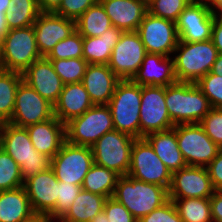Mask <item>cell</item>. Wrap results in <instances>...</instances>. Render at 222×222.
I'll return each mask as SVG.
<instances>
[{
  "label": "cell",
  "mask_w": 222,
  "mask_h": 222,
  "mask_svg": "<svg viewBox=\"0 0 222 222\" xmlns=\"http://www.w3.org/2000/svg\"><path fill=\"white\" fill-rule=\"evenodd\" d=\"M1 147L20 166L23 181L51 168V158L38 153L25 127L0 123Z\"/></svg>",
  "instance_id": "cell-1"
},
{
  "label": "cell",
  "mask_w": 222,
  "mask_h": 222,
  "mask_svg": "<svg viewBox=\"0 0 222 222\" xmlns=\"http://www.w3.org/2000/svg\"><path fill=\"white\" fill-rule=\"evenodd\" d=\"M113 198L122 203L137 220L169 200L165 187L146 183L129 175L119 176Z\"/></svg>",
  "instance_id": "cell-2"
},
{
  "label": "cell",
  "mask_w": 222,
  "mask_h": 222,
  "mask_svg": "<svg viewBox=\"0 0 222 222\" xmlns=\"http://www.w3.org/2000/svg\"><path fill=\"white\" fill-rule=\"evenodd\" d=\"M165 104L174 125L200 123L212 108L208 98L192 82L166 86Z\"/></svg>",
  "instance_id": "cell-3"
},
{
  "label": "cell",
  "mask_w": 222,
  "mask_h": 222,
  "mask_svg": "<svg viewBox=\"0 0 222 222\" xmlns=\"http://www.w3.org/2000/svg\"><path fill=\"white\" fill-rule=\"evenodd\" d=\"M172 56L177 82L196 83L211 71L218 51L211 39L203 42L179 41Z\"/></svg>",
  "instance_id": "cell-4"
},
{
  "label": "cell",
  "mask_w": 222,
  "mask_h": 222,
  "mask_svg": "<svg viewBox=\"0 0 222 222\" xmlns=\"http://www.w3.org/2000/svg\"><path fill=\"white\" fill-rule=\"evenodd\" d=\"M107 105L115 130L140 138L141 86L131 79L120 80Z\"/></svg>",
  "instance_id": "cell-5"
},
{
  "label": "cell",
  "mask_w": 222,
  "mask_h": 222,
  "mask_svg": "<svg viewBox=\"0 0 222 222\" xmlns=\"http://www.w3.org/2000/svg\"><path fill=\"white\" fill-rule=\"evenodd\" d=\"M41 58L33 25L8 30L0 43L2 70L23 73L34 61Z\"/></svg>",
  "instance_id": "cell-6"
},
{
  "label": "cell",
  "mask_w": 222,
  "mask_h": 222,
  "mask_svg": "<svg viewBox=\"0 0 222 222\" xmlns=\"http://www.w3.org/2000/svg\"><path fill=\"white\" fill-rule=\"evenodd\" d=\"M113 130L112 114L107 104L93 105L65 124L66 141L78 146L91 147L105 133Z\"/></svg>",
  "instance_id": "cell-7"
},
{
  "label": "cell",
  "mask_w": 222,
  "mask_h": 222,
  "mask_svg": "<svg viewBox=\"0 0 222 222\" xmlns=\"http://www.w3.org/2000/svg\"><path fill=\"white\" fill-rule=\"evenodd\" d=\"M135 139L118 130L105 133L91 146L94 163L111 169L120 176L127 175Z\"/></svg>",
  "instance_id": "cell-8"
},
{
  "label": "cell",
  "mask_w": 222,
  "mask_h": 222,
  "mask_svg": "<svg viewBox=\"0 0 222 222\" xmlns=\"http://www.w3.org/2000/svg\"><path fill=\"white\" fill-rule=\"evenodd\" d=\"M186 164L206 167L221 149L215 144L199 123L178 124L173 127Z\"/></svg>",
  "instance_id": "cell-9"
},
{
  "label": "cell",
  "mask_w": 222,
  "mask_h": 222,
  "mask_svg": "<svg viewBox=\"0 0 222 222\" xmlns=\"http://www.w3.org/2000/svg\"><path fill=\"white\" fill-rule=\"evenodd\" d=\"M127 175L146 183L160 185L167 190L170 187L172 176L145 138H136L132 145Z\"/></svg>",
  "instance_id": "cell-10"
},
{
  "label": "cell",
  "mask_w": 222,
  "mask_h": 222,
  "mask_svg": "<svg viewBox=\"0 0 222 222\" xmlns=\"http://www.w3.org/2000/svg\"><path fill=\"white\" fill-rule=\"evenodd\" d=\"M94 164L91 147L73 145L65 141L51 159L58 181L82 186L84 177Z\"/></svg>",
  "instance_id": "cell-11"
},
{
  "label": "cell",
  "mask_w": 222,
  "mask_h": 222,
  "mask_svg": "<svg viewBox=\"0 0 222 222\" xmlns=\"http://www.w3.org/2000/svg\"><path fill=\"white\" fill-rule=\"evenodd\" d=\"M147 53L171 56L178 45L176 22L147 12L136 31Z\"/></svg>",
  "instance_id": "cell-12"
},
{
  "label": "cell",
  "mask_w": 222,
  "mask_h": 222,
  "mask_svg": "<svg viewBox=\"0 0 222 222\" xmlns=\"http://www.w3.org/2000/svg\"><path fill=\"white\" fill-rule=\"evenodd\" d=\"M140 138L152 132L166 131L175 125L165 104V87L141 86Z\"/></svg>",
  "instance_id": "cell-13"
},
{
  "label": "cell",
  "mask_w": 222,
  "mask_h": 222,
  "mask_svg": "<svg viewBox=\"0 0 222 222\" xmlns=\"http://www.w3.org/2000/svg\"><path fill=\"white\" fill-rule=\"evenodd\" d=\"M53 116L54 106L22 81L16 91L14 111L9 123L26 128Z\"/></svg>",
  "instance_id": "cell-14"
},
{
  "label": "cell",
  "mask_w": 222,
  "mask_h": 222,
  "mask_svg": "<svg viewBox=\"0 0 222 222\" xmlns=\"http://www.w3.org/2000/svg\"><path fill=\"white\" fill-rule=\"evenodd\" d=\"M147 51L136 31H125L112 50L109 68L120 80L132 79Z\"/></svg>",
  "instance_id": "cell-15"
},
{
  "label": "cell",
  "mask_w": 222,
  "mask_h": 222,
  "mask_svg": "<svg viewBox=\"0 0 222 222\" xmlns=\"http://www.w3.org/2000/svg\"><path fill=\"white\" fill-rule=\"evenodd\" d=\"M215 189L206 167L189 166L172 173L169 199L210 198Z\"/></svg>",
  "instance_id": "cell-16"
},
{
  "label": "cell",
  "mask_w": 222,
  "mask_h": 222,
  "mask_svg": "<svg viewBox=\"0 0 222 222\" xmlns=\"http://www.w3.org/2000/svg\"><path fill=\"white\" fill-rule=\"evenodd\" d=\"M214 15L204 3H189L176 21L179 41L203 42L210 40Z\"/></svg>",
  "instance_id": "cell-17"
},
{
  "label": "cell",
  "mask_w": 222,
  "mask_h": 222,
  "mask_svg": "<svg viewBox=\"0 0 222 222\" xmlns=\"http://www.w3.org/2000/svg\"><path fill=\"white\" fill-rule=\"evenodd\" d=\"M36 44L42 57L76 30V21L54 12H41L33 24Z\"/></svg>",
  "instance_id": "cell-18"
},
{
  "label": "cell",
  "mask_w": 222,
  "mask_h": 222,
  "mask_svg": "<svg viewBox=\"0 0 222 222\" xmlns=\"http://www.w3.org/2000/svg\"><path fill=\"white\" fill-rule=\"evenodd\" d=\"M23 81L53 106L57 103L64 83L46 57L34 61L23 73Z\"/></svg>",
  "instance_id": "cell-19"
},
{
  "label": "cell",
  "mask_w": 222,
  "mask_h": 222,
  "mask_svg": "<svg viewBox=\"0 0 222 222\" xmlns=\"http://www.w3.org/2000/svg\"><path fill=\"white\" fill-rule=\"evenodd\" d=\"M24 188L33 212L50 214L57 202L58 179L52 168L29 177Z\"/></svg>",
  "instance_id": "cell-20"
},
{
  "label": "cell",
  "mask_w": 222,
  "mask_h": 222,
  "mask_svg": "<svg viewBox=\"0 0 222 222\" xmlns=\"http://www.w3.org/2000/svg\"><path fill=\"white\" fill-rule=\"evenodd\" d=\"M140 86H169L177 82L172 56L147 53L131 79Z\"/></svg>",
  "instance_id": "cell-21"
},
{
  "label": "cell",
  "mask_w": 222,
  "mask_h": 222,
  "mask_svg": "<svg viewBox=\"0 0 222 222\" xmlns=\"http://www.w3.org/2000/svg\"><path fill=\"white\" fill-rule=\"evenodd\" d=\"M120 79L106 64H88L81 83L94 105L108 104Z\"/></svg>",
  "instance_id": "cell-22"
},
{
  "label": "cell",
  "mask_w": 222,
  "mask_h": 222,
  "mask_svg": "<svg viewBox=\"0 0 222 222\" xmlns=\"http://www.w3.org/2000/svg\"><path fill=\"white\" fill-rule=\"evenodd\" d=\"M26 129L36 151L51 159L66 141L65 124L55 116L46 121L27 126Z\"/></svg>",
  "instance_id": "cell-23"
},
{
  "label": "cell",
  "mask_w": 222,
  "mask_h": 222,
  "mask_svg": "<svg viewBox=\"0 0 222 222\" xmlns=\"http://www.w3.org/2000/svg\"><path fill=\"white\" fill-rule=\"evenodd\" d=\"M104 6L112 26L125 31H137L148 12L142 0H99Z\"/></svg>",
  "instance_id": "cell-24"
},
{
  "label": "cell",
  "mask_w": 222,
  "mask_h": 222,
  "mask_svg": "<svg viewBox=\"0 0 222 222\" xmlns=\"http://www.w3.org/2000/svg\"><path fill=\"white\" fill-rule=\"evenodd\" d=\"M93 105L87 90L81 82L66 84L57 103L54 105V116L63 124H66L71 119L81 116Z\"/></svg>",
  "instance_id": "cell-25"
},
{
  "label": "cell",
  "mask_w": 222,
  "mask_h": 222,
  "mask_svg": "<svg viewBox=\"0 0 222 222\" xmlns=\"http://www.w3.org/2000/svg\"><path fill=\"white\" fill-rule=\"evenodd\" d=\"M144 138L150 143L156 155L166 165L171 174L187 166L179 150L176 131L173 128L149 133Z\"/></svg>",
  "instance_id": "cell-26"
},
{
  "label": "cell",
  "mask_w": 222,
  "mask_h": 222,
  "mask_svg": "<svg viewBox=\"0 0 222 222\" xmlns=\"http://www.w3.org/2000/svg\"><path fill=\"white\" fill-rule=\"evenodd\" d=\"M123 30L110 27L97 37H83V58L88 64H108L115 45L120 40Z\"/></svg>",
  "instance_id": "cell-27"
},
{
  "label": "cell",
  "mask_w": 222,
  "mask_h": 222,
  "mask_svg": "<svg viewBox=\"0 0 222 222\" xmlns=\"http://www.w3.org/2000/svg\"><path fill=\"white\" fill-rule=\"evenodd\" d=\"M32 213L24 186L0 191V222H22Z\"/></svg>",
  "instance_id": "cell-28"
},
{
  "label": "cell",
  "mask_w": 222,
  "mask_h": 222,
  "mask_svg": "<svg viewBox=\"0 0 222 222\" xmlns=\"http://www.w3.org/2000/svg\"><path fill=\"white\" fill-rule=\"evenodd\" d=\"M107 197L81 189L70 208L57 222H90L104 210Z\"/></svg>",
  "instance_id": "cell-29"
},
{
  "label": "cell",
  "mask_w": 222,
  "mask_h": 222,
  "mask_svg": "<svg viewBox=\"0 0 222 222\" xmlns=\"http://www.w3.org/2000/svg\"><path fill=\"white\" fill-rule=\"evenodd\" d=\"M119 176L115 171L94 163L84 177L81 187L94 194L113 197Z\"/></svg>",
  "instance_id": "cell-30"
},
{
  "label": "cell",
  "mask_w": 222,
  "mask_h": 222,
  "mask_svg": "<svg viewBox=\"0 0 222 222\" xmlns=\"http://www.w3.org/2000/svg\"><path fill=\"white\" fill-rule=\"evenodd\" d=\"M112 27L102 3L90 6L77 20L76 30L83 37H97Z\"/></svg>",
  "instance_id": "cell-31"
},
{
  "label": "cell",
  "mask_w": 222,
  "mask_h": 222,
  "mask_svg": "<svg viewBox=\"0 0 222 222\" xmlns=\"http://www.w3.org/2000/svg\"><path fill=\"white\" fill-rule=\"evenodd\" d=\"M41 13L37 0H10L5 19L7 28H25L34 24Z\"/></svg>",
  "instance_id": "cell-32"
},
{
  "label": "cell",
  "mask_w": 222,
  "mask_h": 222,
  "mask_svg": "<svg viewBox=\"0 0 222 222\" xmlns=\"http://www.w3.org/2000/svg\"><path fill=\"white\" fill-rule=\"evenodd\" d=\"M22 81V73L0 71V123L9 122L12 118L16 91Z\"/></svg>",
  "instance_id": "cell-33"
},
{
  "label": "cell",
  "mask_w": 222,
  "mask_h": 222,
  "mask_svg": "<svg viewBox=\"0 0 222 222\" xmlns=\"http://www.w3.org/2000/svg\"><path fill=\"white\" fill-rule=\"evenodd\" d=\"M183 222H213L210 198L170 199Z\"/></svg>",
  "instance_id": "cell-34"
},
{
  "label": "cell",
  "mask_w": 222,
  "mask_h": 222,
  "mask_svg": "<svg viewBox=\"0 0 222 222\" xmlns=\"http://www.w3.org/2000/svg\"><path fill=\"white\" fill-rule=\"evenodd\" d=\"M64 85L80 83L88 62L84 58L48 59Z\"/></svg>",
  "instance_id": "cell-35"
},
{
  "label": "cell",
  "mask_w": 222,
  "mask_h": 222,
  "mask_svg": "<svg viewBox=\"0 0 222 222\" xmlns=\"http://www.w3.org/2000/svg\"><path fill=\"white\" fill-rule=\"evenodd\" d=\"M24 185L20 166L14 159L0 150V191L16 189Z\"/></svg>",
  "instance_id": "cell-36"
},
{
  "label": "cell",
  "mask_w": 222,
  "mask_h": 222,
  "mask_svg": "<svg viewBox=\"0 0 222 222\" xmlns=\"http://www.w3.org/2000/svg\"><path fill=\"white\" fill-rule=\"evenodd\" d=\"M47 59L83 58V36L77 30L59 41L46 56Z\"/></svg>",
  "instance_id": "cell-37"
},
{
  "label": "cell",
  "mask_w": 222,
  "mask_h": 222,
  "mask_svg": "<svg viewBox=\"0 0 222 222\" xmlns=\"http://www.w3.org/2000/svg\"><path fill=\"white\" fill-rule=\"evenodd\" d=\"M189 3V0H155L147 7L150 14L176 22Z\"/></svg>",
  "instance_id": "cell-38"
},
{
  "label": "cell",
  "mask_w": 222,
  "mask_h": 222,
  "mask_svg": "<svg viewBox=\"0 0 222 222\" xmlns=\"http://www.w3.org/2000/svg\"><path fill=\"white\" fill-rule=\"evenodd\" d=\"M195 84L208 98L211 107L222 108V75L209 72Z\"/></svg>",
  "instance_id": "cell-39"
},
{
  "label": "cell",
  "mask_w": 222,
  "mask_h": 222,
  "mask_svg": "<svg viewBox=\"0 0 222 222\" xmlns=\"http://www.w3.org/2000/svg\"><path fill=\"white\" fill-rule=\"evenodd\" d=\"M82 187L58 181V197L54 210L49 214L58 221L73 204Z\"/></svg>",
  "instance_id": "cell-40"
},
{
  "label": "cell",
  "mask_w": 222,
  "mask_h": 222,
  "mask_svg": "<svg viewBox=\"0 0 222 222\" xmlns=\"http://www.w3.org/2000/svg\"><path fill=\"white\" fill-rule=\"evenodd\" d=\"M209 138L222 148V108H214L199 123Z\"/></svg>",
  "instance_id": "cell-41"
},
{
  "label": "cell",
  "mask_w": 222,
  "mask_h": 222,
  "mask_svg": "<svg viewBox=\"0 0 222 222\" xmlns=\"http://www.w3.org/2000/svg\"><path fill=\"white\" fill-rule=\"evenodd\" d=\"M99 0H62L59 8L54 12L68 19L77 20L90 6Z\"/></svg>",
  "instance_id": "cell-42"
},
{
  "label": "cell",
  "mask_w": 222,
  "mask_h": 222,
  "mask_svg": "<svg viewBox=\"0 0 222 222\" xmlns=\"http://www.w3.org/2000/svg\"><path fill=\"white\" fill-rule=\"evenodd\" d=\"M138 222H183L172 200H168L161 207L143 216Z\"/></svg>",
  "instance_id": "cell-43"
},
{
  "label": "cell",
  "mask_w": 222,
  "mask_h": 222,
  "mask_svg": "<svg viewBox=\"0 0 222 222\" xmlns=\"http://www.w3.org/2000/svg\"><path fill=\"white\" fill-rule=\"evenodd\" d=\"M103 211L109 222H138L129 210L113 197L107 198Z\"/></svg>",
  "instance_id": "cell-44"
},
{
  "label": "cell",
  "mask_w": 222,
  "mask_h": 222,
  "mask_svg": "<svg viewBox=\"0 0 222 222\" xmlns=\"http://www.w3.org/2000/svg\"><path fill=\"white\" fill-rule=\"evenodd\" d=\"M206 168L213 188L215 190H222V148Z\"/></svg>",
  "instance_id": "cell-45"
},
{
  "label": "cell",
  "mask_w": 222,
  "mask_h": 222,
  "mask_svg": "<svg viewBox=\"0 0 222 222\" xmlns=\"http://www.w3.org/2000/svg\"><path fill=\"white\" fill-rule=\"evenodd\" d=\"M211 40L216 47L218 54H222V15L215 14L212 26Z\"/></svg>",
  "instance_id": "cell-46"
},
{
  "label": "cell",
  "mask_w": 222,
  "mask_h": 222,
  "mask_svg": "<svg viewBox=\"0 0 222 222\" xmlns=\"http://www.w3.org/2000/svg\"><path fill=\"white\" fill-rule=\"evenodd\" d=\"M211 217L213 222H222V190H215L210 197Z\"/></svg>",
  "instance_id": "cell-47"
},
{
  "label": "cell",
  "mask_w": 222,
  "mask_h": 222,
  "mask_svg": "<svg viewBox=\"0 0 222 222\" xmlns=\"http://www.w3.org/2000/svg\"><path fill=\"white\" fill-rule=\"evenodd\" d=\"M41 12H55L62 0H37Z\"/></svg>",
  "instance_id": "cell-48"
},
{
  "label": "cell",
  "mask_w": 222,
  "mask_h": 222,
  "mask_svg": "<svg viewBox=\"0 0 222 222\" xmlns=\"http://www.w3.org/2000/svg\"><path fill=\"white\" fill-rule=\"evenodd\" d=\"M49 214L46 213H35L33 212L28 218L22 222H55Z\"/></svg>",
  "instance_id": "cell-49"
},
{
  "label": "cell",
  "mask_w": 222,
  "mask_h": 222,
  "mask_svg": "<svg viewBox=\"0 0 222 222\" xmlns=\"http://www.w3.org/2000/svg\"><path fill=\"white\" fill-rule=\"evenodd\" d=\"M205 5L214 13H222V0H208Z\"/></svg>",
  "instance_id": "cell-50"
},
{
  "label": "cell",
  "mask_w": 222,
  "mask_h": 222,
  "mask_svg": "<svg viewBox=\"0 0 222 222\" xmlns=\"http://www.w3.org/2000/svg\"><path fill=\"white\" fill-rule=\"evenodd\" d=\"M5 14L6 13H0V43L2 42L4 36L6 35V33L8 32V28H7V22L5 19Z\"/></svg>",
  "instance_id": "cell-51"
},
{
  "label": "cell",
  "mask_w": 222,
  "mask_h": 222,
  "mask_svg": "<svg viewBox=\"0 0 222 222\" xmlns=\"http://www.w3.org/2000/svg\"><path fill=\"white\" fill-rule=\"evenodd\" d=\"M210 72L222 75V54H218Z\"/></svg>",
  "instance_id": "cell-52"
},
{
  "label": "cell",
  "mask_w": 222,
  "mask_h": 222,
  "mask_svg": "<svg viewBox=\"0 0 222 222\" xmlns=\"http://www.w3.org/2000/svg\"><path fill=\"white\" fill-rule=\"evenodd\" d=\"M90 222H109L104 211L98 213Z\"/></svg>",
  "instance_id": "cell-53"
},
{
  "label": "cell",
  "mask_w": 222,
  "mask_h": 222,
  "mask_svg": "<svg viewBox=\"0 0 222 222\" xmlns=\"http://www.w3.org/2000/svg\"><path fill=\"white\" fill-rule=\"evenodd\" d=\"M10 0H0V13H6Z\"/></svg>",
  "instance_id": "cell-54"
},
{
  "label": "cell",
  "mask_w": 222,
  "mask_h": 222,
  "mask_svg": "<svg viewBox=\"0 0 222 222\" xmlns=\"http://www.w3.org/2000/svg\"><path fill=\"white\" fill-rule=\"evenodd\" d=\"M192 3H206L208 0H189Z\"/></svg>",
  "instance_id": "cell-55"
},
{
  "label": "cell",
  "mask_w": 222,
  "mask_h": 222,
  "mask_svg": "<svg viewBox=\"0 0 222 222\" xmlns=\"http://www.w3.org/2000/svg\"><path fill=\"white\" fill-rule=\"evenodd\" d=\"M147 6L155 0H142Z\"/></svg>",
  "instance_id": "cell-56"
},
{
  "label": "cell",
  "mask_w": 222,
  "mask_h": 222,
  "mask_svg": "<svg viewBox=\"0 0 222 222\" xmlns=\"http://www.w3.org/2000/svg\"><path fill=\"white\" fill-rule=\"evenodd\" d=\"M1 130H0V150H1Z\"/></svg>",
  "instance_id": "cell-57"
}]
</instances>
